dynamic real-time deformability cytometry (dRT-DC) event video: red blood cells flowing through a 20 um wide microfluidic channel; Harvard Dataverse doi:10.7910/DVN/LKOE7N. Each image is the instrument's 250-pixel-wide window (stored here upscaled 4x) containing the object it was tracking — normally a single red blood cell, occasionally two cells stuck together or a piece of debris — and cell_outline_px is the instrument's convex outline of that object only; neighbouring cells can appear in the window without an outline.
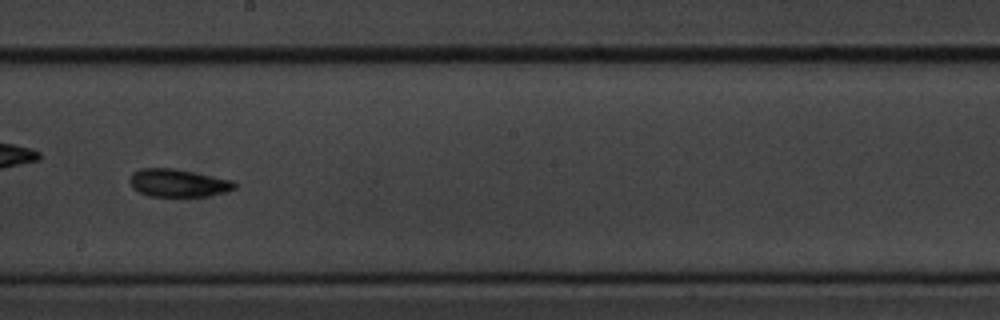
{"species": "common noctule bat (a hibernating species)", "species_latin": "Nyctalus noctula", "temperature_condition": "cold", "stored_images_in_passage": 14, "camera_frame_rate_fps": 3000, "um_per_image_px": 0.085, "animal": {"sex": "male", "body_mass_g": 20.1, "forearm_length_mm": 53.5}, "frame": {"image": 1, "passage_image": 8, "time_ms": 9.0, "image_size_px": [1000, 320], "cell_outline_px": [[236, 188], [228, 192], [208, 196], [148, 196], [132, 188], [128, 180], [132, 172], [140, 168], [172, 168], [236, 180]], "centroid_in_image_um": [15.16, 15.55], "position_along_channel_um": 233.0, "area_um2": 17.28}}
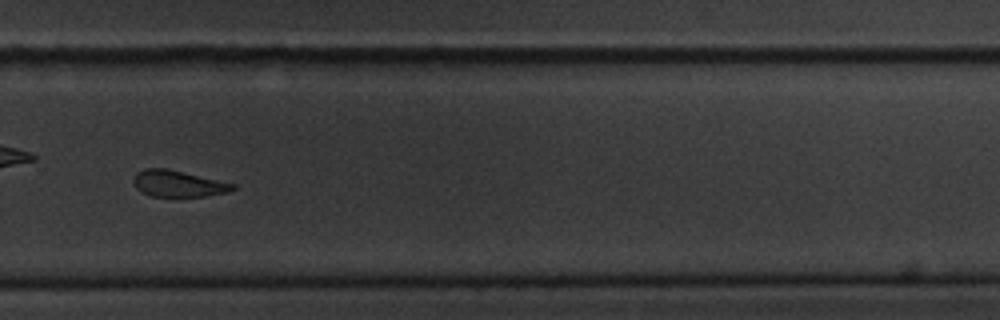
{"frame": {"image": 2, "passage_image": 10, "time_ms": 11.333, "image_size_px": [1000, 320], "cell_outline_px": [[236, 188], [228, 192], [204, 196], [152, 196], [140, 192], [136, 188], [132, 180], [136, 172], [144, 168], [164, 168], [236, 184]], "centroid_in_image_um": [15.1, 15.61], "position_along_channel_um": 314.7, "area_um2": 15.14}}
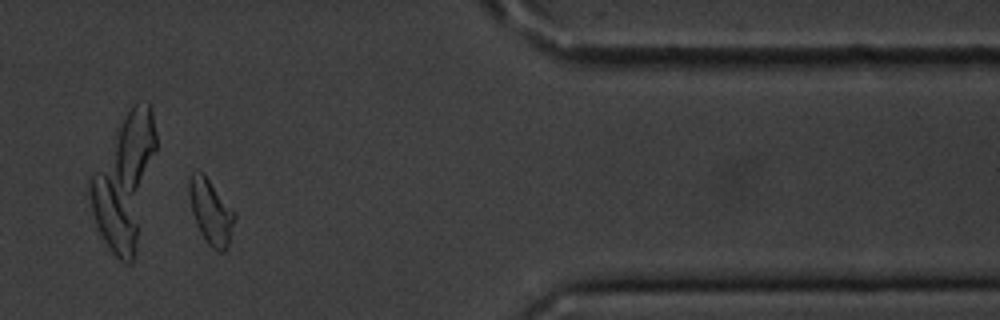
{"frame": {"image": 3, "passage_image": 12, "time_ms": 14.333, "image_size_px": [1000, 320], "cell_outline_px": [[236, 216], [228, 248], [224, 252], [216, 252], [208, 244], [200, 232], [196, 224], [192, 212], [188, 196], [188, 180], [192, 172], [196, 168], [204, 172], [236, 212]], "centroid_in_image_um": [17.92, 17.96], "position_along_channel_um": 393.5, "area_um2": 17.86}, "authors_computed_cell_mechanics": {"area_um2": 17.3111, "velocity_mm_per_s": 3.5091, "shape_relaxation_time_tau1_ms": 2.2007, "shape_relaxation_time_tau2_ms": 3.399, "deformation_change_tau1": 0.0816, "deformation_change_tau2": 0.0793}}